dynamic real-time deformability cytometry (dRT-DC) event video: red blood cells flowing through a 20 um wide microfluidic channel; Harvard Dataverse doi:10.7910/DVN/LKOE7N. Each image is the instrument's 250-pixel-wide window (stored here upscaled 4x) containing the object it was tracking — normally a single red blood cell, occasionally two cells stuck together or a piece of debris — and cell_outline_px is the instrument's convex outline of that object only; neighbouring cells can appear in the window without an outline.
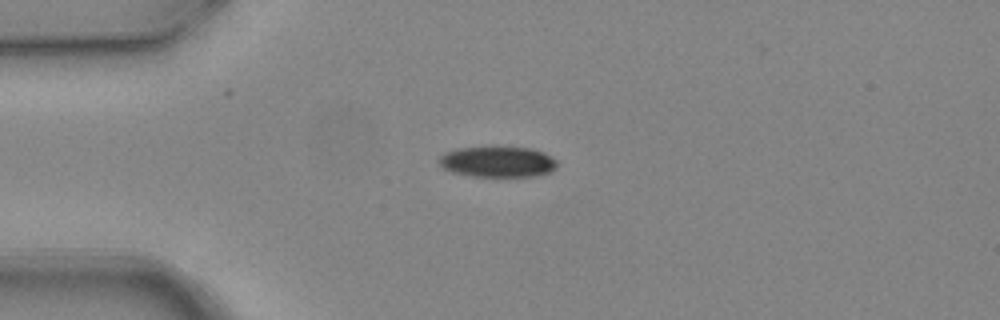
{"species": "common noctule bat (a hibernating species)", "species_latin": "Nyctalus noctula", "temperature_condition": "warm", "stored_images_in_passage": 2, "camera_frame_rate_fps": 3000, "um_per_image_px": 0.085, "animal": {"sex": "female", "body_mass_g": 24.6, "forearm_length_mm": 56.2}, "frame": {"image": 1, "passage_image": 1, "time_ms": 0.0, "image_size_px": [1000, 320], "cell_outline_px": [[556, 168], [552, 172], [536, 176], [472, 176], [452, 172], [444, 168], [440, 164], [440, 156], [444, 152], [456, 148], [492, 144], [500, 144], [532, 148], [544, 152], [556, 160]], "centroid_in_image_um": [42.31, 13.69], "position_along_channel_um": 42.7, "area_um2": 22.14}}